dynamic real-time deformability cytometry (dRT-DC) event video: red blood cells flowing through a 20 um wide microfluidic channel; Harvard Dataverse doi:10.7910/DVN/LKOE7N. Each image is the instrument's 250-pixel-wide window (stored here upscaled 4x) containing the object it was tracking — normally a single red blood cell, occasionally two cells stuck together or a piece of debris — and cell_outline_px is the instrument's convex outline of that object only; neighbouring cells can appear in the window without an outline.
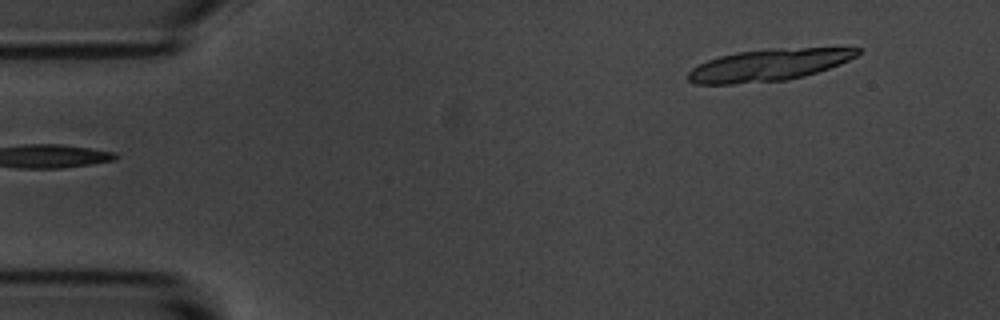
{"species": "common noctule bat (a hibernating species)", "species_latin": "Nyctalus noctula", "temperature_condition": "room temperature", "stored_images_in_passage": 5, "segment_of_instrument_passage": [2, 2], "camera_frame_rate_fps": 3000, "um_per_image_px": 0.085, "animal": {"sex": "male", "body_mass_g": 20.1, "forearm_length_mm": 53.5}, "frame": {"image": 1, "passage_image": 5, "time_ms": 1.333, "image_size_px": [1000, 320], "cell_outline_px": [[860, 52], [856, 56], [840, 64], [804, 76], [784, 80], [732, 84], [696, 84], [688, 80], [688, 72], [692, 68], [708, 60], [720, 56], [736, 52], [772, 48], [860, 48]], "centroid_in_image_um": [65.31, 5.52], "position_along_channel_um": 19.7, "area_um2": 31.15}}